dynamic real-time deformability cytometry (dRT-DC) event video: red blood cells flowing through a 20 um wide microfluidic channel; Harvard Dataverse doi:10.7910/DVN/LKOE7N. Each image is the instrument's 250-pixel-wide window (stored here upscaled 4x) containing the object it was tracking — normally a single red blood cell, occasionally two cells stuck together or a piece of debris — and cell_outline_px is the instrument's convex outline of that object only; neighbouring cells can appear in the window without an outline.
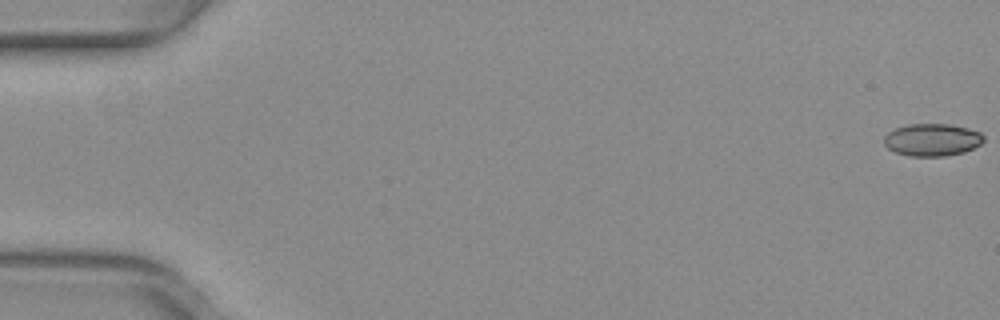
{"species": "common noctule bat (a hibernating species)", "species_latin": "Nyctalus noctula", "temperature_condition": "warm", "stored_images_in_passage": 53, "camera_frame_rate_fps": 3000, "um_per_image_px": 0.085, "animal": {"sex": "female", "body_mass_g": 29.2, "forearm_length_mm": 56.3}, "frame": {"image": 1, "passage_image": 1, "time_ms": 0.0, "image_size_px": [1000, 320], "cell_outline_px": [[984, 140], [980, 144], [964, 152], [944, 156], [908, 156], [896, 152], [888, 148], [884, 144], [884, 136], [888, 132], [896, 128], [908, 124], [948, 124], [968, 128], [980, 132], [984, 136]], "centroid_in_image_um": [79.22, 11.88], "position_along_channel_um": 5.8, "area_um2": 18.79}}
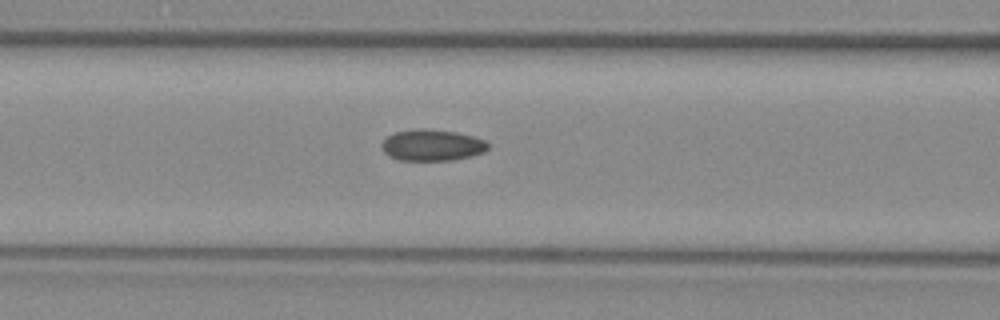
{"frame": {"image": 2, "passage_image": 23, "time_ms": 7.333, "image_size_px": [1000, 320], "cell_outline_px": [[488, 148], [484, 152], [472, 156], [452, 160], [400, 160], [388, 156], [384, 152], [380, 144], [388, 136], [396, 132], [420, 128], [424, 128], [456, 132], [472, 136], [484, 140], [488, 144]], "centroid_in_image_um": [36.72, 12.34], "position_along_channel_um": 129.9, "area_um2": 19.36}}
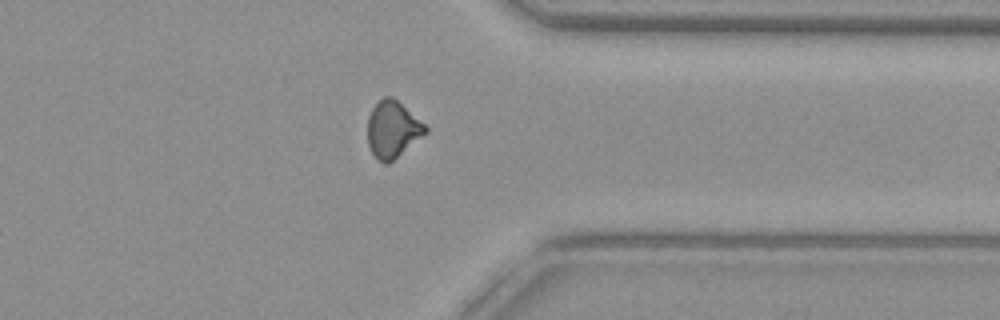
{"frame": {"image": 3, "passage_image": 42, "time_ms": 13.667, "image_size_px": [1000, 320], "cell_outline_px": [[428, 132], [388, 164], [384, 164], [376, 160], [368, 144], [368, 116], [372, 108], [384, 96], [392, 96], [424, 124], [428, 128]], "centroid_in_image_um": [33.36, 11.02], "position_along_channel_um": 378.0, "area_um2": 18.96}, "authors_computed_cell_mechanics": {"area_um2": 19.1318, "velocity_mm_per_s": 4.0138, "shape_relaxation_time_tau1_ms": null, "shape_relaxation_time_tau2_ms": 2.1489, "deformation_change_tau1": null, "deformation_change_tau2": 0.0702}}